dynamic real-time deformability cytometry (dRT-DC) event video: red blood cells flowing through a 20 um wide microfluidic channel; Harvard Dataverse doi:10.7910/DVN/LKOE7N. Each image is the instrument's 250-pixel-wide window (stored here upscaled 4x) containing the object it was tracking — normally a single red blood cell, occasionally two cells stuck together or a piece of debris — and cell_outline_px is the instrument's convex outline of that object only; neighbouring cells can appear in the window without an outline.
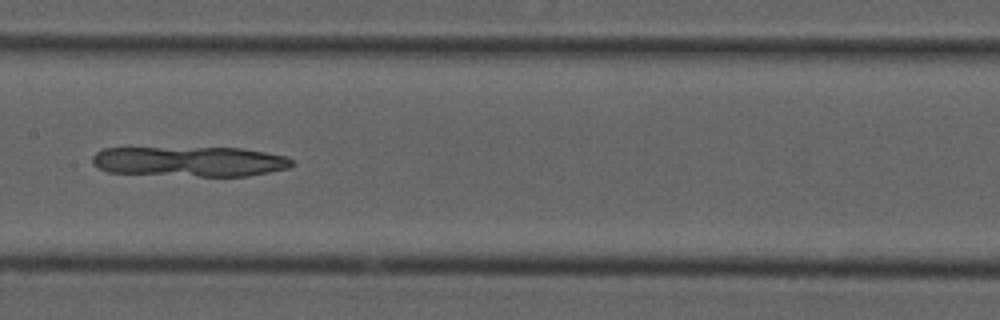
{"species": "common noctule bat (a hibernating species)", "species_latin": "Nyctalus noctula", "temperature_condition": "cold", "stored_images_in_passage": 46, "camera_frame_rate_fps": 3000, "um_per_image_px": 0.085, "animal": {"sex": "male", "forearm_length_mm": 52.5}, "frame": {"image": 1, "passage_image": 19, "time_ms": 6.0, "image_size_px": [1000, 320], "cell_outline_px": [[296, 164], [288, 168], [248, 176], [200, 176], [108, 172], [92, 164], [92, 156], [96, 152], [104, 148], [240, 148], [264, 152], [284, 156], [292, 160]], "centroid_in_image_um": [16.13, 13.72], "position_along_channel_um": 191.3, "area_um2": 34.8}}